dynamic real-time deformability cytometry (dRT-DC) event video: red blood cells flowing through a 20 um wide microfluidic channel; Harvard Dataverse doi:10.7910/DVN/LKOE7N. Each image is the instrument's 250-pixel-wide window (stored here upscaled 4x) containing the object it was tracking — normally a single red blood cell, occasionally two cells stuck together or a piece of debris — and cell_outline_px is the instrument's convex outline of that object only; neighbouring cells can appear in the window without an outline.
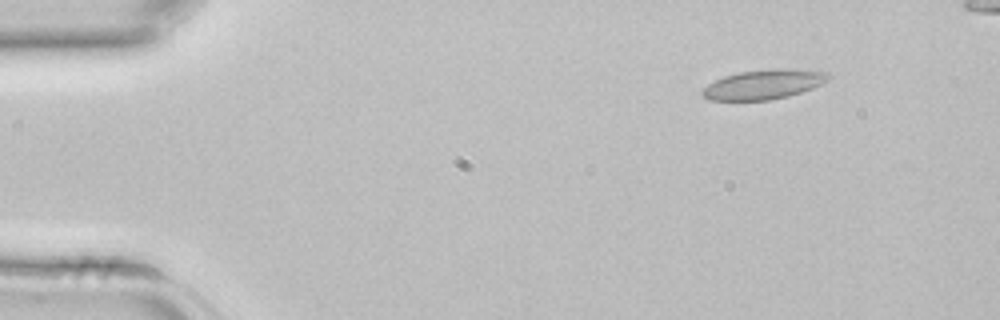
{"species": "common noctule bat (a hibernating species)", "species_latin": "Nyctalus noctula", "temperature_condition": "room temperature", "stored_images_in_passage": 38, "camera_frame_rate_fps": 3000, "um_per_image_px": 0.085, "animal": {"sex": "female", "body_mass_g": 22.7, "forearm_length_mm": 54.2}, "frame": {"image": 1, "passage_image": 1, "time_ms": 0.0, "image_size_px": [1000, 320], "cell_outline_px": [[832, 76], [828, 80], [812, 88], [788, 96], [768, 100], [708, 100], [700, 96], [700, 92], [708, 84], [724, 76], [740, 72], [780, 68], [792, 68], [828, 72]], "centroid_in_image_um": [64.91, 7.17], "position_along_channel_um": 20.1, "area_um2": 21.73}}
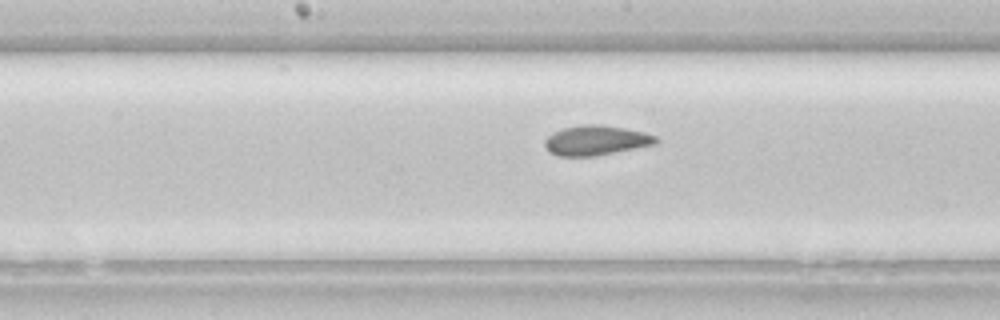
{"frame": {"image": 2, "passage_image": 18, "time_ms": 5.667, "image_size_px": [1000, 320], "cell_outline_px": [[660, 140], [656, 144], [596, 156], [556, 156], [548, 152], [544, 148], [544, 140], [552, 132], [564, 128], [584, 124], [596, 124], [624, 128], [644, 132], [656, 136]], "centroid_in_image_um": [50.63, 11.94], "position_along_channel_um": 197.6, "area_um2": 19.48}}
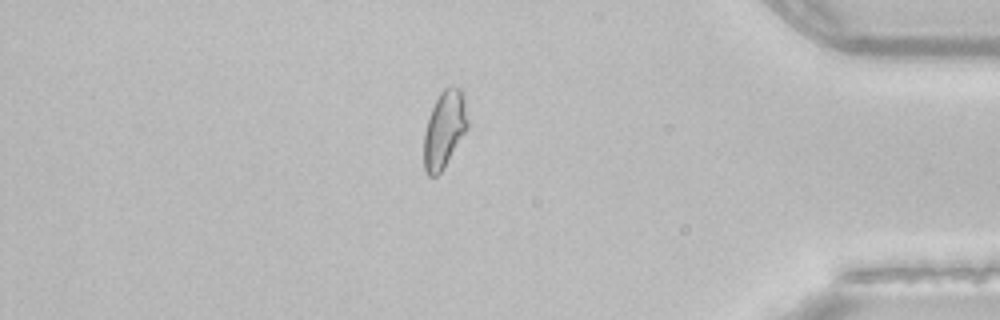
{"frame": {"image": 3, "passage_image": 33, "time_ms": 10.667, "image_size_px": [1000, 320], "cell_outline_px": [[468, 128], [444, 168], [436, 176], [428, 176], [424, 172], [424, 132], [428, 116], [440, 92], [448, 84], [452, 84], [460, 88], [464, 92], [468, 120]], "centroid_in_image_um": [37.78, 10.96], "position_along_channel_um": 397.4, "area_um2": 20.06}}